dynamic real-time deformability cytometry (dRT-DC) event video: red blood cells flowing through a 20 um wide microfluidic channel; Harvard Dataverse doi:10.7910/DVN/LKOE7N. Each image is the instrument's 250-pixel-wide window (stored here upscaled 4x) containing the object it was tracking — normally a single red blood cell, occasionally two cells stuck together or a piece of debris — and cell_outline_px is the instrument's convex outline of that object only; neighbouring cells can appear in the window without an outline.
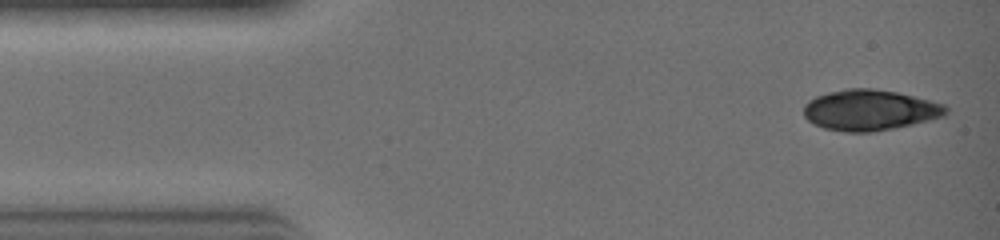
{"species": "common noctule bat (a hibernating species)", "species_latin": "Nyctalus noctula", "temperature_condition": "warm", "stored_images_in_passage": 17, "camera_frame_rate_fps": 3000, "um_per_image_px": 0.085, "animal": {"sex": "female", "body_mass_g": 19.0, "forearm_length_mm": 51.5}, "frame": {"image": 1, "passage_image": 1, "time_ms": 0.0, "image_size_px": [1000, 240], "cell_outline_px": [[948, 112], [944, 116], [928, 120], [892, 128], [872, 132], [844, 132], [824, 128], [808, 120], [804, 116], [804, 104], [808, 100], [816, 96], [828, 92], [848, 88], [872, 88], [896, 92], [944, 104], [948, 108]], "centroid_in_image_um": [73.9, 9.35], "position_along_channel_um": 11.1, "area_um2": 33.52}}